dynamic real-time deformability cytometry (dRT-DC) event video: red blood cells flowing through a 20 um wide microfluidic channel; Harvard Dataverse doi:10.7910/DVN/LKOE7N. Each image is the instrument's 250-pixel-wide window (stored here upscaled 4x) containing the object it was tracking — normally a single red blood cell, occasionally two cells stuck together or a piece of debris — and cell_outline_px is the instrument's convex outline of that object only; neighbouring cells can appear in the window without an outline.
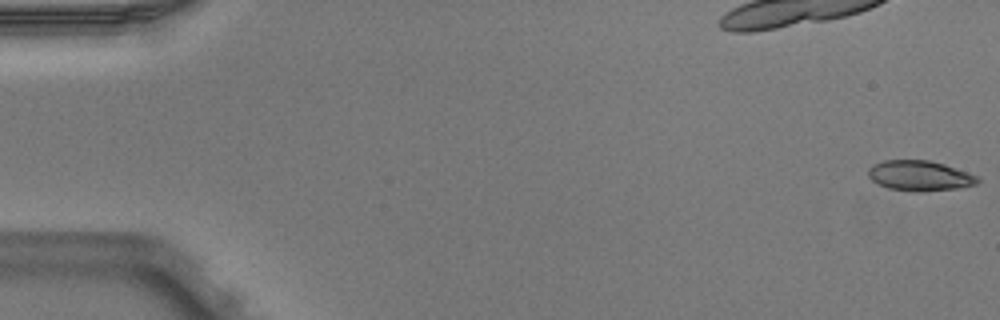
{"species": "Egyptian fruit bat (a non-hibernating species)", "species_latin": "Rousettus aegyptiacus", "temperature_condition": "warm", "stored_images_in_passage": 5, "camera_frame_rate_fps": 3000, "um_per_image_px": 0.085, "animal": {"sex": "male"}, "frame": {"image": 1, "passage_image": 1, "time_ms": 0.0, "image_size_px": [1000, 320], "cell_outline_px": [[980, 180], [976, 184], [956, 188], [920, 192], [912, 192], [888, 188], [876, 184], [868, 176], [868, 168], [872, 164], [884, 160], [928, 160], [944, 164], [980, 176]], "centroid_in_image_um": [78.15, 14.94], "position_along_channel_um": 6.8, "area_um2": 19.48}}